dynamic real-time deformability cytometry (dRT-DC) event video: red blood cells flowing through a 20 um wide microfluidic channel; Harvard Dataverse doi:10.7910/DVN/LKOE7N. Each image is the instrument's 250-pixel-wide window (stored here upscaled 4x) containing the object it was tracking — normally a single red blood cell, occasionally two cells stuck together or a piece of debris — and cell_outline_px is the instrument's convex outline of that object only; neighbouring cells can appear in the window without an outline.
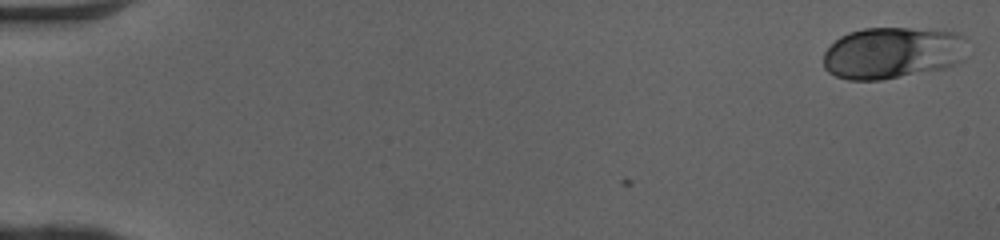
{"species": "human", "species_latin": "Homo sapiens", "temperature_condition": "cold", "stored_images_in_passage": 50, "camera_frame_rate_fps": 3000, "um_per_image_px": 0.085, "donor": {"sex": "female"}, "frame": {"image": 1, "passage_image": 1, "time_ms": 0.0, "image_size_px": [1000, 240], "cell_outline_px": [[964, 60], [944, 68], [880, 80], [848, 80], [836, 76], [828, 72], [824, 68], [824, 52], [840, 36], [848, 32], [864, 28], [908, 28], [960, 32], [964, 36]], "centroid_in_image_um": [75.85, 4.49], "position_along_channel_um": 9.2, "area_um2": 43.35}}
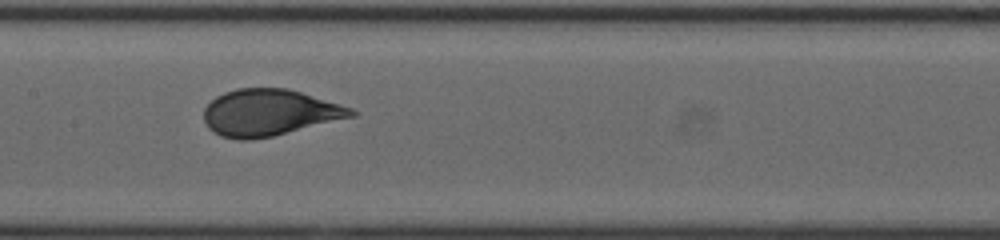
{"frame": {"image": 2, "passage_image": 26, "time_ms": 8.333, "image_size_px": [1000, 240], "cell_outline_px": [[360, 112], [356, 116], [272, 136], [252, 140], [240, 140], [220, 136], [212, 132], [208, 128], [204, 120], [204, 108], [216, 96], [224, 92], [236, 88], [288, 88], [340, 104], [352, 108]], "centroid_in_image_um": [22.89, 9.57], "position_along_channel_um": 184.5, "area_um2": 40.11}}
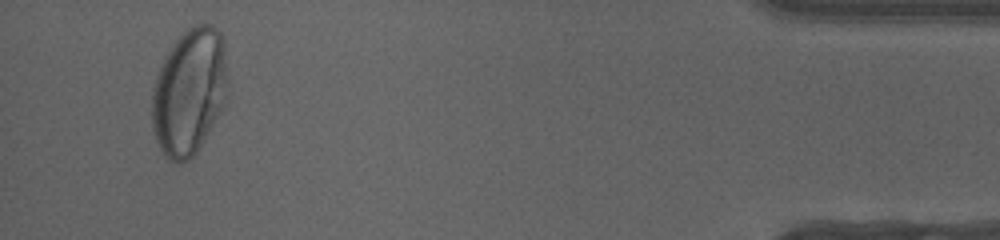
{"frame": {"image": 3, "passage_image": 48, "time_ms": 15.667, "image_size_px": [1000, 240], "cell_outline_px": [[228, 84], [224, 104], [204, 140], [196, 152], [188, 160], [176, 164], [168, 160], [164, 156], [156, 140], [152, 128], [152, 88], [156, 76], [164, 56], [172, 44], [188, 28], [196, 24], [212, 24], [220, 32], [224, 40], [228, 80]], "centroid_in_image_um": [16.08, 7.79], "position_along_channel_um": 419.1, "area_um2": 56.3}, "authors_computed_cell_mechanics": {"area_um2": 41.1247, "velocity_mm_per_s": 4.0812, "shape_relaxation_time_tau1_ms": 4.3936, "shape_relaxation_time_tau2_ms": null, "deformation_change_tau1": 0.1557, "deformation_change_tau2": null}}